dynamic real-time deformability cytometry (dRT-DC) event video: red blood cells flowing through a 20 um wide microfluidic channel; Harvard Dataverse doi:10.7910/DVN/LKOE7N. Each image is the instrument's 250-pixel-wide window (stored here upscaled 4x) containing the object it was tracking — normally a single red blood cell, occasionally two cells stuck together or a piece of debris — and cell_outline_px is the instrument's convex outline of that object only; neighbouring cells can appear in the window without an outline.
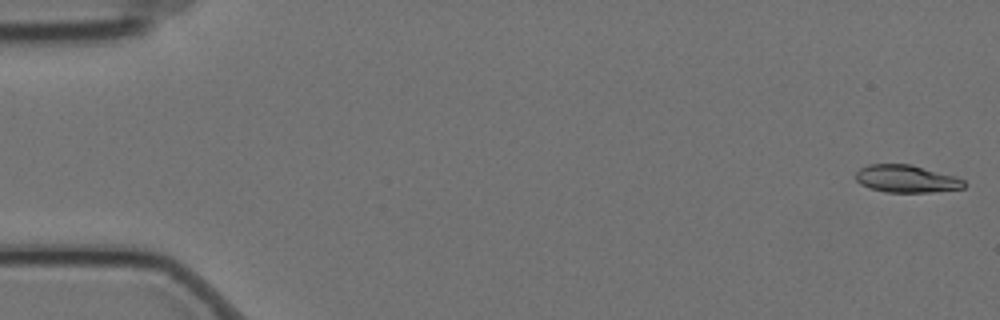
{"species": "Egyptian fruit bat (a non-hibernating species)", "species_latin": "Rousettus aegyptiacus", "temperature_condition": "cold", "stored_images_in_passage": 58, "camera_frame_rate_fps": 3000, "um_per_image_px": 0.085, "animal": {"sex": "female"}, "frame": {"image": 1, "passage_image": 1, "time_ms": 0.0, "image_size_px": [1000, 320], "cell_outline_px": [[968, 184], [964, 188], [932, 192], [884, 192], [868, 188], [860, 184], [856, 180], [856, 172], [860, 168], [868, 164], [912, 164], [956, 176], [964, 180]], "centroid_in_image_um": [77.06, 15.2], "position_along_channel_um": 7.9, "area_um2": 17.63}}
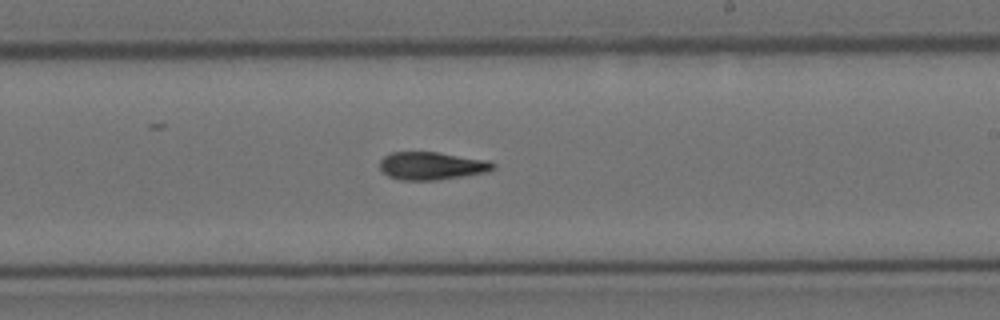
{"frame": {"image": 2, "passage_image": 34, "time_ms": 11.0, "image_size_px": [1000, 320], "cell_outline_px": [[496, 168], [488, 172], [436, 180], [400, 180], [388, 176], [380, 168], [380, 160], [384, 156], [392, 152], [436, 152], [488, 160], [496, 164]], "centroid_in_image_um": [36.71, 14.09], "position_along_channel_um": 252.3, "area_um2": 18.38}}
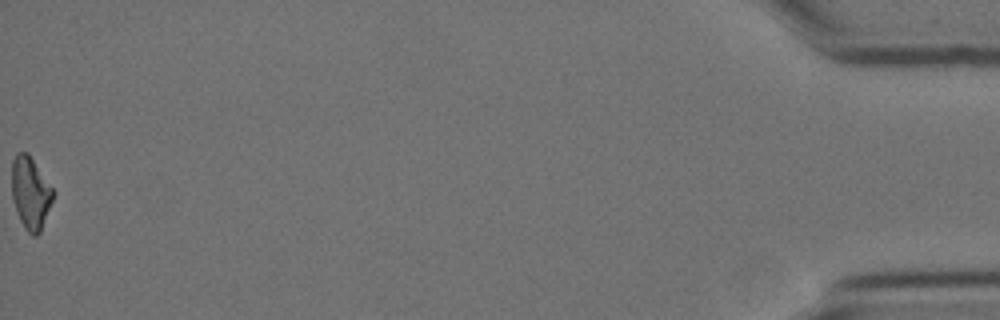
{"frame": {"image": 3, "passage_image": 58, "time_ms": 19.0, "image_size_px": [1000, 320], "cell_outline_px": [[52, 200], [40, 232], [36, 236], [32, 236], [24, 228], [16, 212], [12, 196], [12, 160], [16, 152], [28, 152], [52, 188]], "centroid_in_image_um": [2.56, 16.39], "position_along_channel_um": 432.6, "area_um2": 17.17}, "authors_computed_cell_mechanics": {"area_um2": 18.207, "velocity_mm_per_s": 3.5068, "shape_relaxation_time_tau1_ms": 6.2808, "shape_relaxation_time_tau2_ms": 5.9185, "deformation_change_tau1": 0.1767, "deformation_change_tau2": 0.1286}}